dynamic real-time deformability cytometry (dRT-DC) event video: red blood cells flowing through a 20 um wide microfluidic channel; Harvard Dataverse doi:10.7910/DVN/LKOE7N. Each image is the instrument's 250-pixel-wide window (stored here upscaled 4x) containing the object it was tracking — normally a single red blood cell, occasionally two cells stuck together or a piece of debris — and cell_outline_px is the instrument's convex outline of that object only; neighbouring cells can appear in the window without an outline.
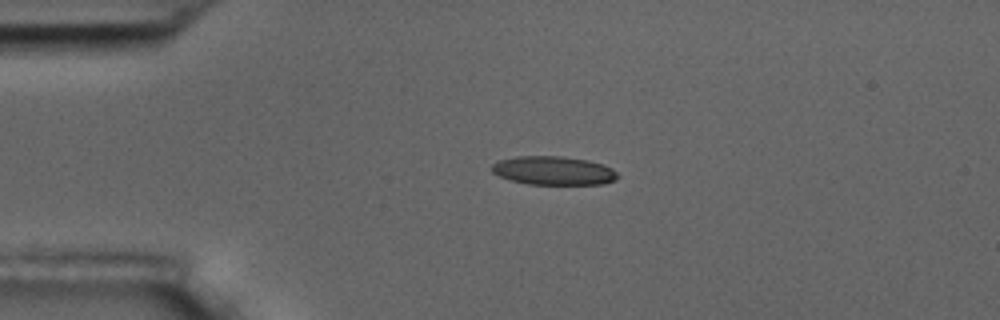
{"species": "common noctule bat (a hibernating species)", "species_latin": "Nyctalus noctula", "temperature_condition": "room temperature", "stored_images_in_passage": 3, "camera_frame_rate_fps": 3000, "um_per_image_px": 0.085, "animal": {"sex": "male", "body_mass_g": 17.5, "forearm_length_mm": 52.3}, "frame": {"image": 1, "passage_image": 2, "time_ms": 1.333, "image_size_px": [1000, 320], "cell_outline_px": [[620, 176], [616, 180], [604, 184], [528, 184], [508, 180], [492, 172], [492, 164], [500, 160], [516, 156], [560, 156], [588, 160], [604, 164], [612, 168]], "centroid_in_image_um": [47.07, 14.5], "position_along_channel_um": 37.9, "area_um2": 21.15}}